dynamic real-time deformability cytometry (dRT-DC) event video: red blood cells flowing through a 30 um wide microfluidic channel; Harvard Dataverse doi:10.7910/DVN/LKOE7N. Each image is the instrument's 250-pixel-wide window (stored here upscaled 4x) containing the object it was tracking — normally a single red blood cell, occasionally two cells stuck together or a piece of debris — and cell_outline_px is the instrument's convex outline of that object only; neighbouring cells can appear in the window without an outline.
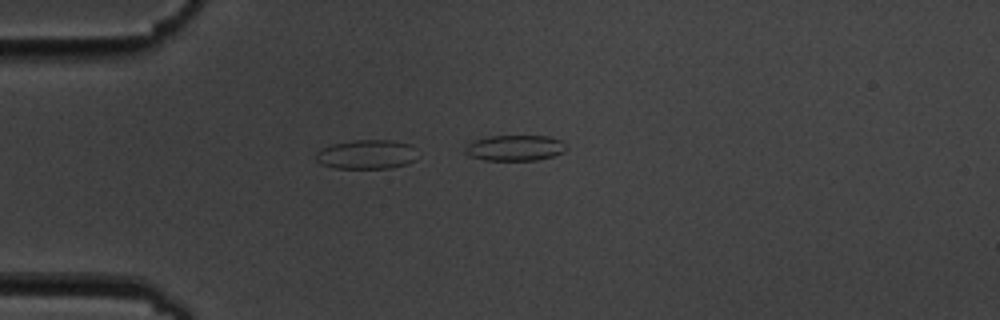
{"species": "common noctule bat (a hibernating species)", "species_latin": "Nyctalus noctula", "temperature_condition": "cold", "stored_images_in_passage": 6, "camera_frame_rate_fps": 3000, "um_per_image_px": 0.085, "animal": {"sex": "male", "body_mass_g": 19.5, "forearm_length_mm": 54.6}, "frame": {"image": 1, "passage_image": 4, "time_ms": 4.333, "image_size_px": [1000, 320], "cell_outline_px": [[420, 156], [416, 160], [408, 164], [388, 168], [336, 168], [320, 164], [316, 160], [316, 152], [320, 148], [332, 144], [352, 140], [392, 140], [412, 144], [416, 148]], "centroid_in_image_um": [31.22, 13.12], "position_along_channel_um": 53.8, "area_um2": 17.8}}